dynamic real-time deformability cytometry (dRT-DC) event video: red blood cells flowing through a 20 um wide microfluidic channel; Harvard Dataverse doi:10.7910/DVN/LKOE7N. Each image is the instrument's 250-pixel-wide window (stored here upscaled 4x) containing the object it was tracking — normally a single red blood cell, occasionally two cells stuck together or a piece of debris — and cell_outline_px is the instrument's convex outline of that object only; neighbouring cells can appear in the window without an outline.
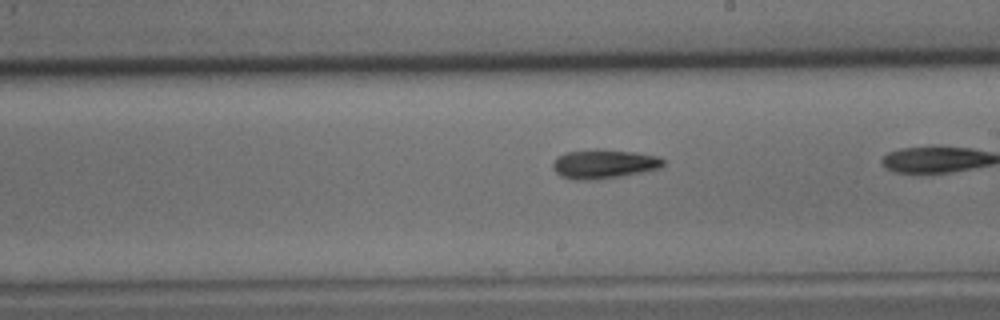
{"species": "common noctule bat (a hibernating species)", "species_latin": "Nyctalus noctula", "temperature_condition": "cold", "stored_images_in_passage": 19, "camera_frame_rate_fps": 3000, "um_per_image_px": 0.085, "animal": {"sex": "male", "body_mass_g": 15.6}, "frame": {"image": 1, "passage_image": 14, "time_ms": 4.333, "image_size_px": [1000, 320], "cell_outline_px": [[664, 164], [660, 168], [620, 176], [596, 180], [572, 180], [560, 176], [552, 168], [552, 164], [556, 156], [564, 152], [596, 148], [600, 148], [636, 152], [660, 156], [664, 160]], "centroid_in_image_um": [51.29, 13.92], "position_along_channel_um": 237.7, "area_um2": 19.19}}